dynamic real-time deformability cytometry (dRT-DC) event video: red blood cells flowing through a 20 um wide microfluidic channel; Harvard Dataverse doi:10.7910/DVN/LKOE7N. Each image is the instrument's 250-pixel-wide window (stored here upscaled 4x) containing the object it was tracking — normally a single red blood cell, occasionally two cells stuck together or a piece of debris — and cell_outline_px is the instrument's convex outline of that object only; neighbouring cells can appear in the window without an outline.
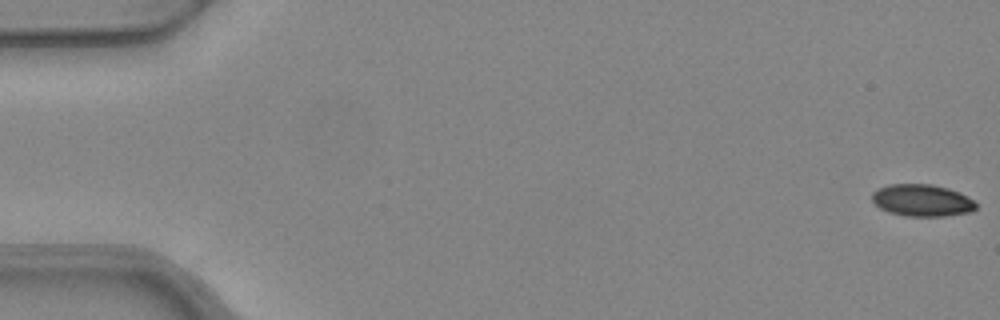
{"species": "common noctule bat (a hibernating species)", "species_latin": "Nyctalus noctula", "temperature_condition": "warm", "stored_images_in_passage": 53, "camera_frame_rate_fps": 3000, "um_per_image_px": 0.085, "animal": {"sex": "female", "body_mass_g": 24.6, "forearm_length_mm": 56.2}, "frame": {"image": 1, "passage_image": 1, "time_ms": 0.0, "image_size_px": [1000, 320], "cell_outline_px": [[976, 208], [972, 212], [944, 216], [904, 216], [888, 212], [880, 208], [872, 200], [872, 192], [888, 184], [932, 184], [948, 188], [960, 192], [972, 200], [976, 204]], "centroid_in_image_um": [78.37, 17.03], "position_along_channel_um": 6.6, "area_um2": 19.42}}
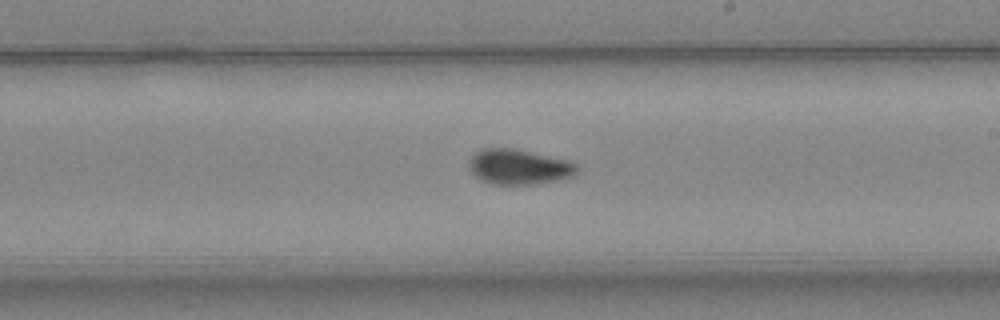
{"frame": {"image": 2, "passage_image": 31, "time_ms": 10.0, "image_size_px": [1000, 320], "cell_outline_px": [[580, 168], [572, 176], [564, 180], [532, 184], [492, 184], [480, 180], [468, 168], [468, 160], [480, 148], [512, 148], [568, 160], [576, 164]], "centroid_in_image_um": [44.1, 14.19], "position_along_channel_um": 244.9, "area_um2": 22.31}}
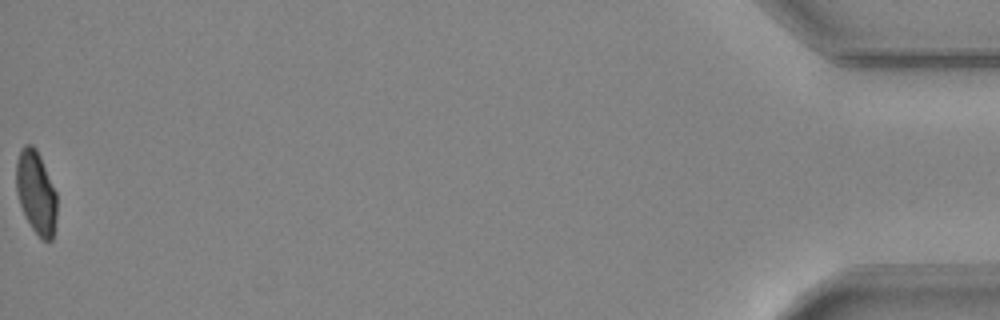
{"frame": {"image": 3, "passage_image": 53, "time_ms": 17.333, "image_size_px": [1000, 320], "cell_outline_px": [[56, 220], [52, 240], [40, 240], [32, 228], [20, 204], [16, 192], [16, 160], [20, 148], [24, 144], [32, 144], [36, 148], [40, 156], [56, 192]], "centroid_in_image_um": [3.05, 16.33], "position_along_channel_um": 432.1, "area_um2": 19.71}, "authors_computed_cell_mechanics": {"area_um2": 21.097, "velocity_mm_per_s": 3.9638, "shape_relaxation_time_tau1_ms": 8.787, "shape_relaxation_time_tau2_ms": 1.6116, "deformation_change_tau1": 0.191, "deformation_change_tau2": 0.0643}}